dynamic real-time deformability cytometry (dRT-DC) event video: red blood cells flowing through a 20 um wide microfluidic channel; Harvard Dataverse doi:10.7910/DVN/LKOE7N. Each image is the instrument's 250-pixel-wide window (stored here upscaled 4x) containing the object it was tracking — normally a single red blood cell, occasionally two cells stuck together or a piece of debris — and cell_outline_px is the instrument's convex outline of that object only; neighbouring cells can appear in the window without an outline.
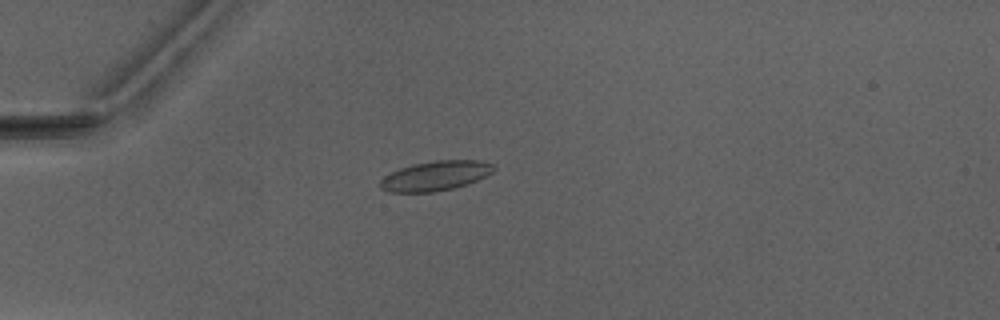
{"species": "Egyptian fruit bat (a non-hibernating species)", "species_latin": "Rousettus aegyptiacus", "temperature_condition": "warm", "stored_images_in_passage": 8, "camera_frame_rate_fps": 3000, "um_per_image_px": 0.085, "animal": {"sex": "male"}, "frame": {"image": 1, "passage_image": 5, "time_ms": 5.0, "image_size_px": [1000, 320], "cell_outline_px": [[496, 168], [492, 172], [468, 184], [452, 188], [432, 192], [388, 192], [380, 188], [380, 180], [384, 176], [400, 168], [412, 164], [436, 160], [480, 160], [492, 164]], "centroid_in_image_um": [36.99, 14.94], "position_along_channel_um": 48.0, "area_um2": 19.54}}
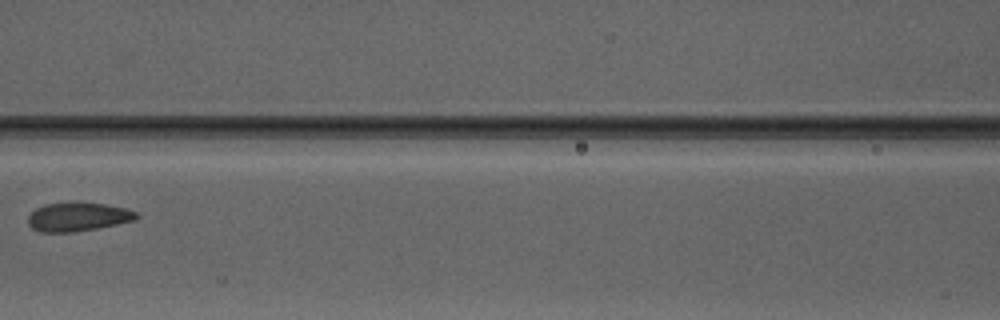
{"frame": {"image": 2, "passage_image": 8, "time_ms": 8.333, "image_size_px": [1000, 320], "cell_outline_px": [[140, 216], [136, 220], [96, 228], [72, 232], [40, 232], [32, 228], [28, 224], [28, 216], [36, 208], [44, 204], [72, 200], [76, 200], [104, 204], [124, 208], [136, 212]], "centroid_in_image_um": [6.59, 18.4], "position_along_channel_um": 160.0, "area_um2": 18.55}}